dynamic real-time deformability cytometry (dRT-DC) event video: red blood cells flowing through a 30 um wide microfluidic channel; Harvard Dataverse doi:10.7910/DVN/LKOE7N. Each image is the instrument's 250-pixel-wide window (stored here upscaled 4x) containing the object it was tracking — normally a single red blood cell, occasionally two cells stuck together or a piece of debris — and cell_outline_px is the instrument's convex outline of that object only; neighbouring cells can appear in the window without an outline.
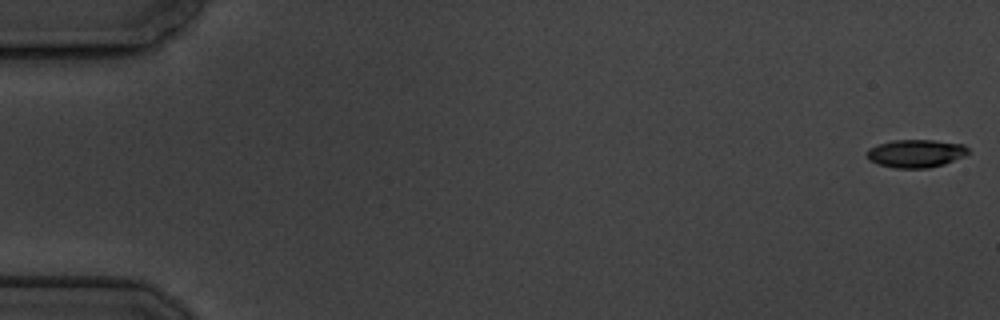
{"species": "common noctule bat (a hibernating species)", "species_latin": "Nyctalus noctula", "temperature_condition": "cold", "stored_images_in_passage": 7, "camera_frame_rate_fps": 3000, "um_per_image_px": 0.085, "animal": {"sex": "male", "body_mass_g": 19.5, "forearm_length_mm": 54.6}, "frame": {"image": 1, "passage_image": 1, "time_ms": 0.0, "image_size_px": [1000, 320], "cell_outline_px": [[968, 152], [964, 156], [944, 164], [928, 168], [896, 168], [880, 164], [868, 160], [868, 148], [892, 140], [932, 140], [964, 144], [968, 148]], "centroid_in_image_um": [77.86, 13.04], "position_along_channel_um": 7.1, "area_um2": 16.36}}